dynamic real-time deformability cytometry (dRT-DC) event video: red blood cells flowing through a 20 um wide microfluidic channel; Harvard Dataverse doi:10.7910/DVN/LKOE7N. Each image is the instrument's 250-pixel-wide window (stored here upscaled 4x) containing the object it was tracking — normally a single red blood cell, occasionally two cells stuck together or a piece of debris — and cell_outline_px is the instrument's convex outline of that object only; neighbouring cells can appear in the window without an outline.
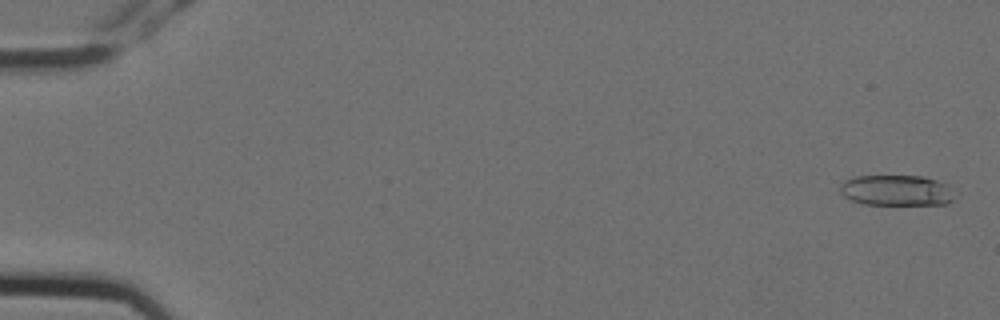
{"species": "Egyptian fruit bat (a non-hibernating species)", "species_latin": "Rousettus aegyptiacus", "temperature_condition": "cold", "stored_images_in_passage": 6, "camera_frame_rate_fps": 3000, "um_per_image_px": 0.085, "animal": {"sex": "female"}, "frame": {"image": 1, "passage_image": 1, "time_ms": 0.0, "image_size_px": [1000, 320], "cell_outline_px": [[952, 200], [948, 204], [864, 204], [852, 200], [844, 196], [840, 192], [840, 184], [844, 180], [856, 176], [924, 176], [948, 184]], "centroid_in_image_um": [76.15, 16.17], "position_along_channel_um": 8.8, "area_um2": 20.29}}
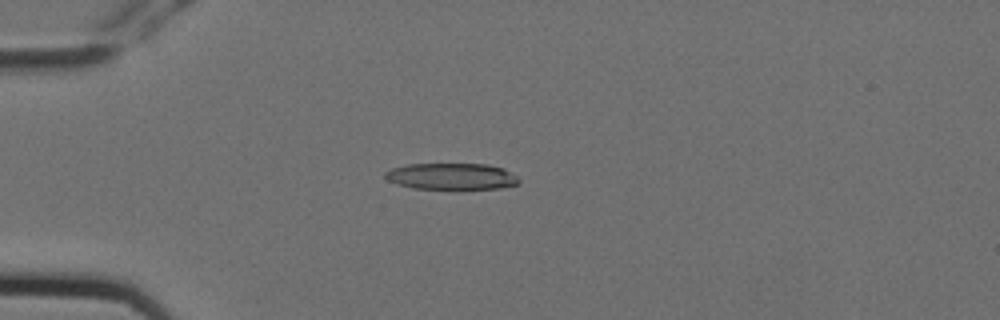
{"frame": {"image": 2, "passage_image": 5, "time_ms": 1.333, "image_size_px": [1000, 320], "cell_outline_px": [[520, 184], [500, 188], [412, 188], [396, 184], [388, 180], [384, 176], [384, 172], [392, 168], [408, 164], [488, 164], [504, 168], [516, 176], [520, 180]], "centroid_in_image_um": [38.38, 14.98], "position_along_channel_um": 46.6, "area_um2": 20.52}}